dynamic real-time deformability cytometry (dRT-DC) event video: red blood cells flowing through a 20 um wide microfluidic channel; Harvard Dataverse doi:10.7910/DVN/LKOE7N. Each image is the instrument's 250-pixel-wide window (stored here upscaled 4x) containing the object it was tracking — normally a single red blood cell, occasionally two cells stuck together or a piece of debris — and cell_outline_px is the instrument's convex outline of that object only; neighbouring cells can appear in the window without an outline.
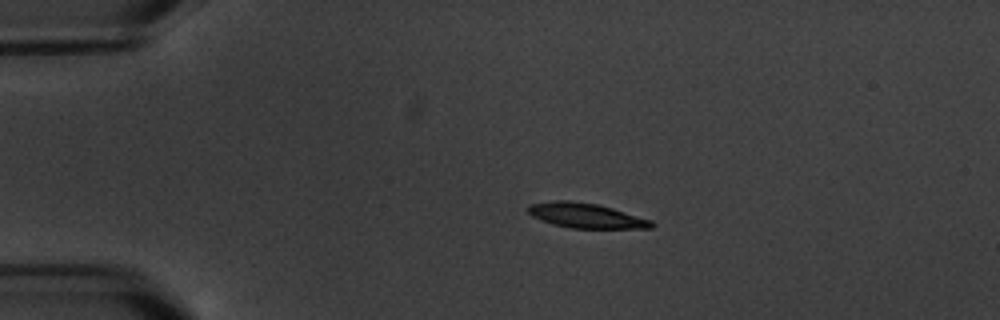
{"species": "common noctule bat (a hibernating species)", "species_latin": "Nyctalus noctula", "temperature_condition": "warm", "stored_images_in_passage": 7, "camera_frame_rate_fps": 3000, "um_per_image_px": 0.085, "animal": {"sex": "male", "body_mass_g": 20.1, "forearm_length_mm": 53.5}, "frame": {"image": 1, "passage_image": 3, "time_ms": 3.333, "image_size_px": [1000, 320], "cell_outline_px": [[656, 224], [652, 228], [572, 228], [552, 224], [540, 220], [532, 216], [528, 212], [528, 204], [556, 200], [572, 200], [596, 204], [612, 208], [652, 220]], "centroid_in_image_um": [49.8, 18.32], "position_along_channel_um": 35.2, "area_um2": 17.92}}